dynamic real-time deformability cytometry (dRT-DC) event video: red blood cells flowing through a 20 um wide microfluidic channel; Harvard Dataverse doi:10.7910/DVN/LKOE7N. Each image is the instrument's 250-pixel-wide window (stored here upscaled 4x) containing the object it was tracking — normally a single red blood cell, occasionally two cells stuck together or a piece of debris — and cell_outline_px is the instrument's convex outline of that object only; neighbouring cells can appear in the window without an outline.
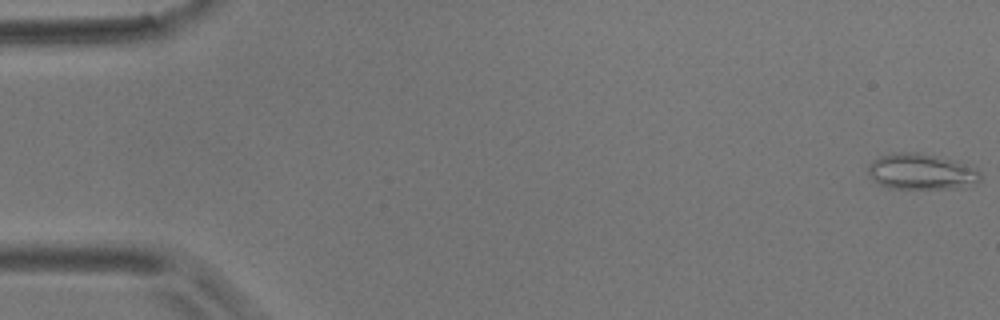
{"species": "common noctule bat (a hibernating species)", "species_latin": "Nyctalus noctula", "temperature_condition": "room temperature", "stored_images_in_passage": 55, "camera_frame_rate_fps": 3000, "um_per_image_px": 0.085, "animal": {"sex": "male", "body_mass_g": 17.9}, "frame": {"image": 1, "passage_image": 1, "time_ms": 0.0, "image_size_px": [1000, 320], "cell_outline_px": [[980, 184], [952, 188], [892, 188], [880, 184], [868, 172], [868, 164], [872, 160], [880, 156], [896, 152], [916, 152], [956, 160], [976, 168], [980, 172]], "centroid_in_image_um": [78.36, 14.58], "position_along_channel_um": 6.6, "area_um2": 23.41}}
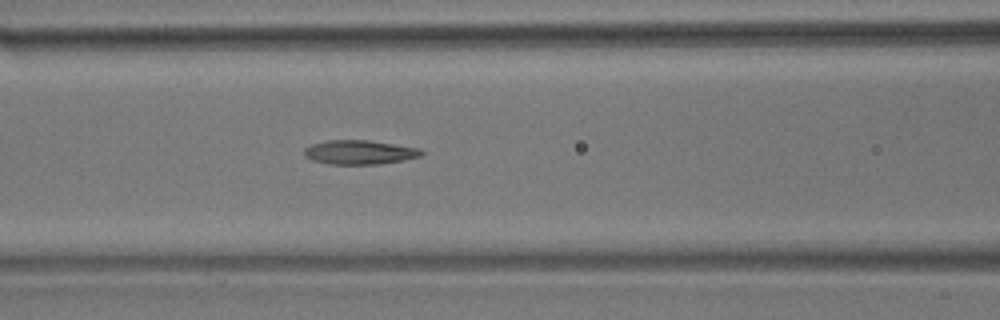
{"frame": {"image": 2, "passage_image": 23, "time_ms": 7.333, "image_size_px": [1000, 320], "cell_outline_px": [[424, 152], [420, 156], [404, 160], [376, 164], [328, 164], [312, 160], [304, 156], [304, 148], [312, 144], [328, 140], [368, 140], [420, 148]], "centroid_in_image_um": [30.54, 12.94], "position_along_channel_um": 136.1, "area_um2": 16.47}}
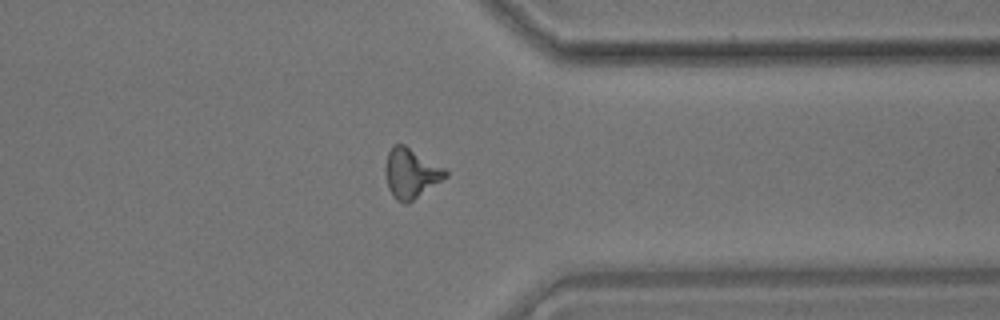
{"frame": {"image": 3, "passage_image": 43, "time_ms": 14.0, "image_size_px": [1000, 320], "cell_outline_px": [[448, 176], [408, 204], [404, 204], [396, 200], [392, 196], [388, 188], [384, 172], [384, 168], [388, 152], [396, 144], [404, 144], [444, 168], [448, 172]], "centroid_in_image_um": [34.91, 14.76], "position_along_channel_um": 376.5, "area_um2": 17.46}, "authors_computed_cell_mechanics": {"area_um2": 16.5308, "velocity_mm_per_s": 3.6935, "shape_relaxation_time_tau1_ms": 10.5327, "shape_relaxation_time_tau2_ms": 3.2142, "deformation_change_tau1": 0.2716, "deformation_change_tau2": 0.1283}}